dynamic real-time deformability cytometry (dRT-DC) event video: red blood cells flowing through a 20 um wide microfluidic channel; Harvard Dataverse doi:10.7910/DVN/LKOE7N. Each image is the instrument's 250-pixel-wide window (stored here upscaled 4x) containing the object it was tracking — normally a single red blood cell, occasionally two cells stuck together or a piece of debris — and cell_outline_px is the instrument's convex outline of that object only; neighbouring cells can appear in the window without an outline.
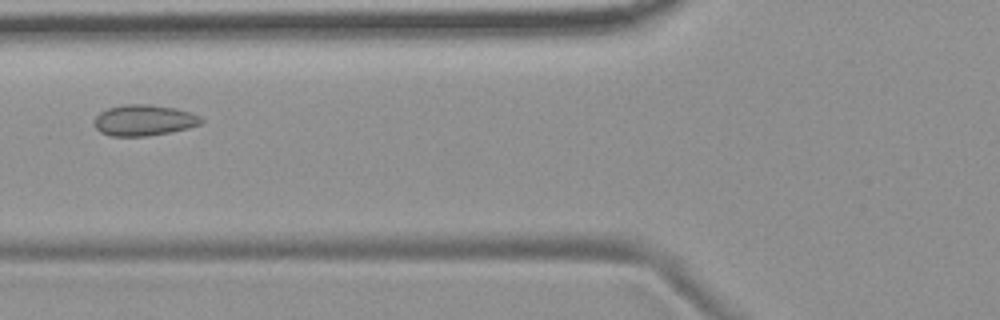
{"species": "common noctule bat (a hibernating species)", "species_latin": "Nyctalus noctula", "temperature_condition": "room temperature", "stored_images_in_passage": 5, "camera_frame_rate_fps": 3000, "um_per_image_px": 0.085, "animal": {"sex": "female", "body_mass_g": 19.9}, "frame": {"image": 1, "passage_image": 2, "time_ms": 1.333, "image_size_px": [1000, 320], "cell_outline_px": [[204, 120], [200, 124], [188, 128], [148, 136], [112, 136], [100, 132], [96, 128], [92, 120], [100, 112], [108, 108], [124, 104], [148, 104], [176, 108], [192, 112], [200, 116]], "centroid_in_image_um": [12.23, 10.21], "position_along_channel_um": 113.6, "area_um2": 19.42}}
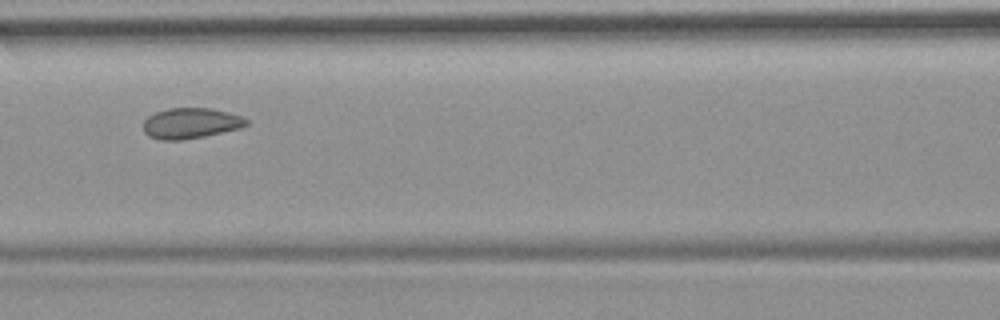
{"frame": {"image": 2, "passage_image": 3, "time_ms": 2.333, "image_size_px": [1000, 320], "cell_outline_px": [[248, 124], [240, 128], [204, 136], [180, 140], [160, 140], [148, 136], [144, 132], [144, 120], [148, 116], [156, 112], [168, 108], [208, 108], [228, 112], [240, 116], [248, 120]], "centroid_in_image_um": [16.18, 10.48], "position_along_channel_um": 150.4, "area_um2": 18.26}}
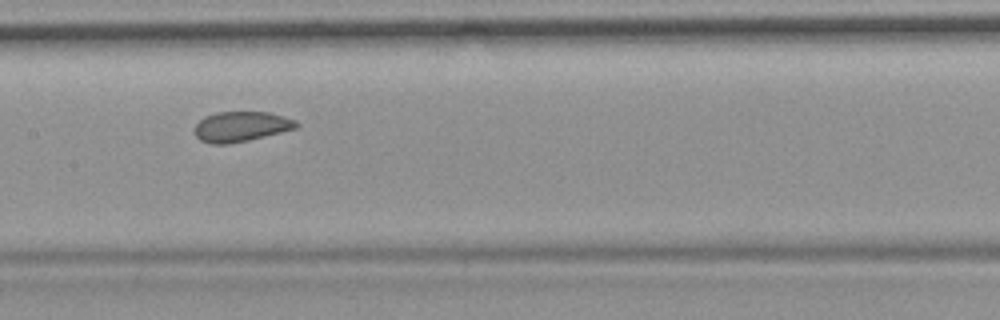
{"frame": {"image": 3, "passage_image": 4, "time_ms": 3.333, "image_size_px": [1000, 320], "cell_outline_px": [[300, 124], [296, 128], [248, 140], [228, 144], [212, 144], [200, 140], [192, 132], [196, 124], [204, 116], [216, 112], [268, 112], [284, 116], [296, 120]], "centroid_in_image_um": [20.46, 10.75], "position_along_channel_um": 186.9, "area_um2": 17.92}}